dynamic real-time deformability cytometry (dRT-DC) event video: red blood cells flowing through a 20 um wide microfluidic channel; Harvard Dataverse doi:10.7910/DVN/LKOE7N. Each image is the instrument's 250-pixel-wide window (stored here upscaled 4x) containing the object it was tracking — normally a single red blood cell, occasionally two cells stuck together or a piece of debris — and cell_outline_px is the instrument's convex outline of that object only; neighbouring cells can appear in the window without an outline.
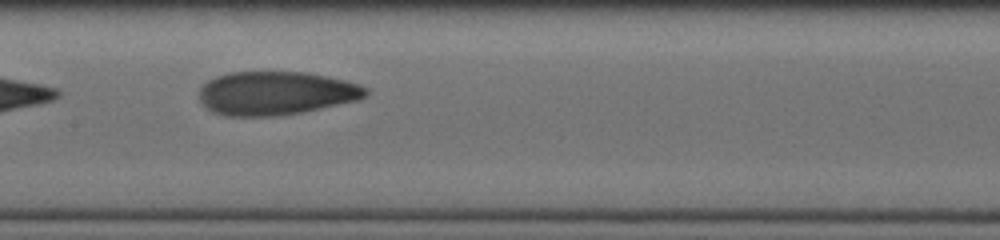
{"species": "human", "species_latin": "Homo sapiens", "temperature_condition": "cold", "stored_images_in_passage": 15, "camera_frame_rate_fps": 3000, "um_per_image_px": 0.085, "donor": {"sex": "male"}, "frame": {"image": 1, "passage_image": 5, "time_ms": 2.667, "image_size_px": [1000, 240], "cell_outline_px": [[368, 92], [364, 96], [356, 100], [300, 112], [272, 116], [224, 116], [212, 112], [200, 100], [200, 88], [208, 80], [216, 76], [228, 72], [304, 72], [328, 76], [360, 84], [368, 88]], "centroid_in_image_um": [23.42, 7.91], "position_along_channel_um": 184.0, "area_um2": 42.02}}